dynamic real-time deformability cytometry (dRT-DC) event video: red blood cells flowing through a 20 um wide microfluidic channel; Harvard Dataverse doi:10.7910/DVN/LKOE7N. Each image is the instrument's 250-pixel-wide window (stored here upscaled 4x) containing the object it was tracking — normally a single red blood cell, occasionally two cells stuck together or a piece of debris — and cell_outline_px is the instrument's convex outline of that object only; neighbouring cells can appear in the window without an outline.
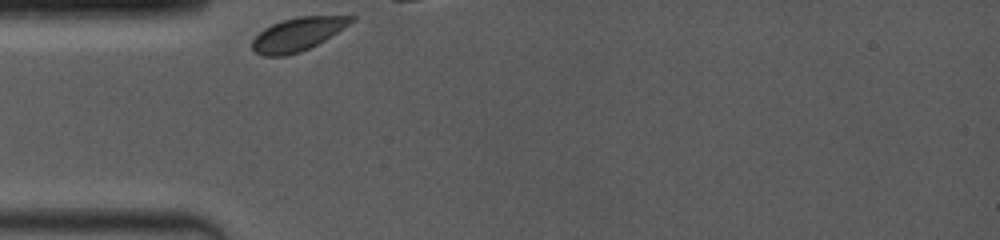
{"species": "common noctule bat (a hibernating species)", "species_latin": "Nyctalus noctula", "temperature_condition": "room temperature", "stored_images_in_passage": 39, "camera_frame_rate_fps": 4000, "um_per_image_px": 0.085, "animal": {"sex": "female", "body_mass_g": 19.0, "forearm_length_mm": 53.3}, "frame": {"image": 1, "passage_image": 1, "time_ms": 0.0, "image_size_px": [1000, 240], "cell_outline_px": [[356, 20], [324, 40], [300, 52], [284, 56], [264, 56], [256, 52], [252, 48], [252, 40], [264, 28], [280, 20], [300, 16], [356, 16]], "centroid_in_image_um": [25.29, 2.9], "position_along_channel_um": 59.7, "area_um2": 19.02}}
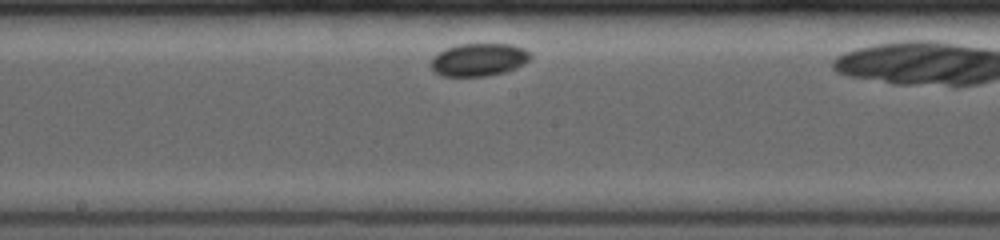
{"frame": {"image": 2, "passage_image": 18, "time_ms": 4.25, "image_size_px": [1000, 240], "cell_outline_px": [[532, 56], [524, 64], [508, 72], [484, 76], [440, 76], [432, 68], [432, 56], [444, 48], [460, 44], [512, 44], [524, 48]], "centroid_in_image_um": [40.7, 5.07], "position_along_channel_um": 207.5, "area_um2": 19.13}}
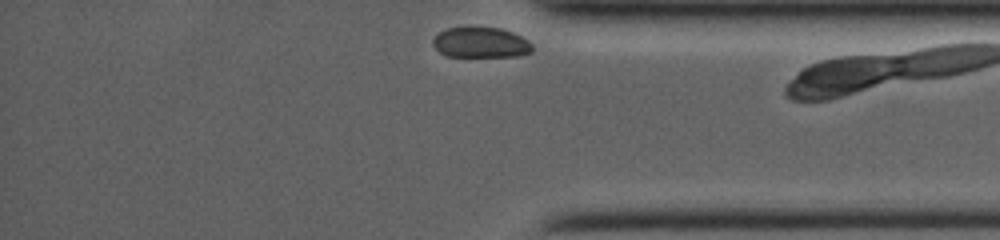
{"frame": {"image": 3, "passage_image": 39, "time_ms": 9.5, "image_size_px": [1000, 240], "cell_outline_px": [[532, 52], [516, 56], [444, 56], [432, 44], [432, 40], [440, 32], [448, 28], [500, 28], [512, 32], [528, 40], [532, 44]], "centroid_in_image_um": [40.87, 3.63], "position_along_channel_um": 394.3, "area_um2": 17.4}, "authors_computed_cell_mechanics": {"area_um2": 19.0162, "velocity_mm_per_s": 3.5561, "shape_relaxation_time_tau1_ms": 1.3248, "shape_relaxation_time_tau2_ms": 1.4812, "deformation_change_tau1": 0.0303, "deformation_change_tau2": null}}